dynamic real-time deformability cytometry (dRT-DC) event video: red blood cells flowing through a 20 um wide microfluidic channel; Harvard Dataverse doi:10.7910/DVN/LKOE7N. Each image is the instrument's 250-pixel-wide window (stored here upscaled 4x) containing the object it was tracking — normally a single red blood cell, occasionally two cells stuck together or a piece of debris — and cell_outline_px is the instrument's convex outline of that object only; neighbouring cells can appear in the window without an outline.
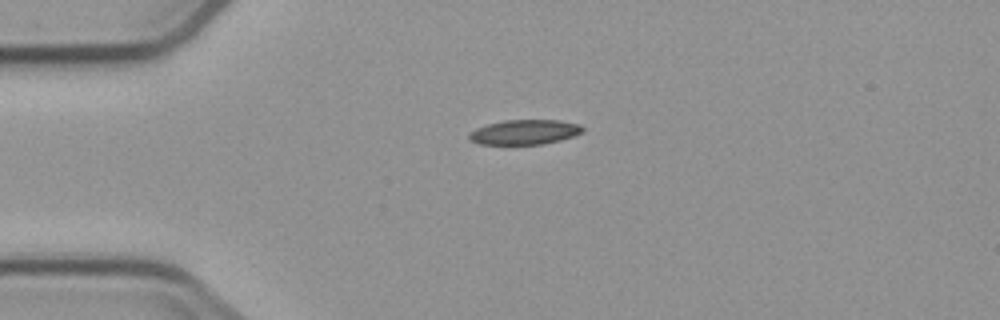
{"species": "common noctule bat (a hibernating species)", "species_latin": "Nyctalus noctula", "temperature_condition": "cold", "stored_images_in_passage": 8, "camera_frame_rate_fps": 3000, "um_per_image_px": 0.085, "animal": {"sex": "male", "body_mass_g": 23.1, "forearm_length_mm": 52.7}, "frame": {"image": 1, "passage_image": 1, "time_ms": 0.0, "image_size_px": [1000, 320], "cell_outline_px": [[584, 132], [560, 140], [540, 144], [480, 144], [468, 140], [468, 132], [476, 128], [488, 124], [504, 120], [556, 120], [580, 124], [584, 128]], "centroid_in_image_um": [44.56, 11.22], "position_along_channel_um": 40.4, "area_um2": 16.42}}
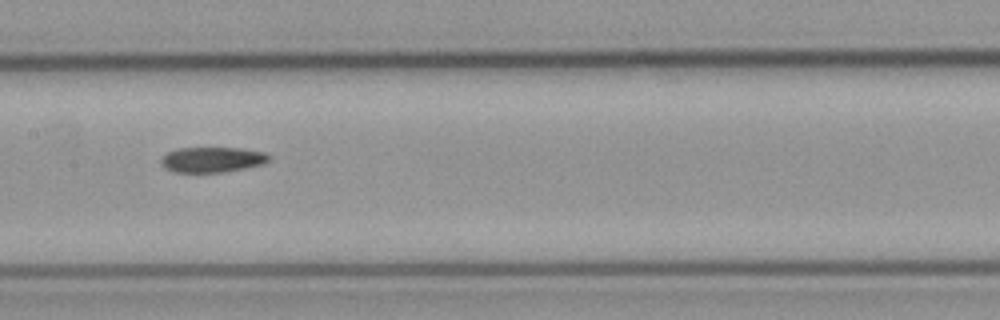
{"frame": {"image": 2, "passage_image": 5, "time_ms": 4.667, "image_size_px": [1000, 320], "cell_outline_px": [[272, 156], [264, 164], [244, 168], [220, 172], [176, 172], [164, 168], [160, 164], [160, 160], [168, 152], [180, 148], [240, 148], [264, 152]], "centroid_in_image_um": [18.04, 13.56], "position_along_channel_um": 189.4, "area_um2": 15.84}}
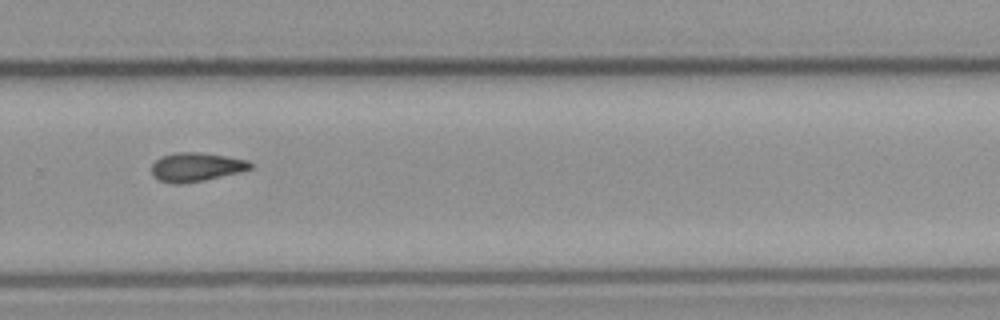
{"frame": {"image": 3, "passage_image": 8, "time_ms": 8.0, "image_size_px": [1000, 320], "cell_outline_px": [[252, 168], [240, 172], [204, 180], [184, 184], [172, 184], [160, 180], [152, 176], [152, 164], [160, 156], [176, 152], [196, 152], [224, 156], [248, 160], [252, 164]], "centroid_in_image_um": [16.64, 14.2], "position_along_channel_um": 313.2, "area_um2": 16.59}}